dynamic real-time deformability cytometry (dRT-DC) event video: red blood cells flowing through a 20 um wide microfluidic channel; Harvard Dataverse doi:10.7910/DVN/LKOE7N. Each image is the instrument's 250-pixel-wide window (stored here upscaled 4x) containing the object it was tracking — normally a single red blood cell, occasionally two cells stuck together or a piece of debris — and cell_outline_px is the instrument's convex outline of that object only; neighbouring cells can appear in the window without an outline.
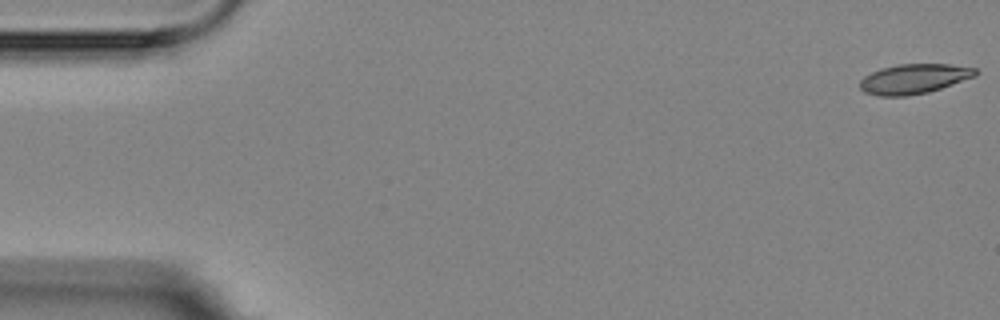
{"species": "Egyptian fruit bat (a non-hibernating species)", "species_latin": "Rousettus aegyptiacus", "temperature_condition": "room temperature", "stored_images_in_passage": 4, "camera_frame_rate_fps": 3000, "um_per_image_px": 0.085, "animal": {"sex": "female"}, "frame": {"image": 1, "passage_image": 1, "time_ms": 0.0, "image_size_px": [1000, 320], "cell_outline_px": [[980, 72], [976, 76], [928, 92], [908, 96], [880, 96], [864, 92], [860, 88], [860, 80], [864, 76], [880, 68], [896, 64], [948, 64], [976, 68]], "centroid_in_image_um": [77.68, 6.69], "position_along_channel_um": 7.3, "area_um2": 20.11}}
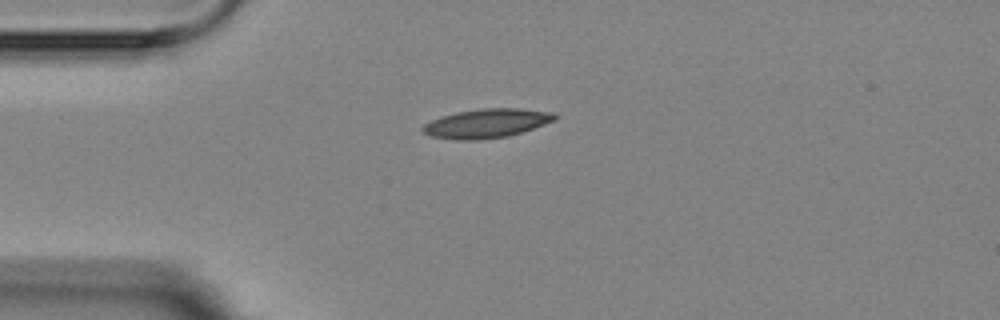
{"frame": {"image": 2, "passage_image": 4, "time_ms": 4.333, "image_size_px": [1000, 320], "cell_outline_px": [[556, 120], [508, 136], [476, 140], [456, 140], [432, 136], [424, 132], [420, 128], [424, 124], [432, 120], [456, 112], [480, 108], [520, 108], [556, 112]], "centroid_in_image_um": [41.38, 10.47], "position_along_channel_um": 43.6, "area_um2": 22.25}}